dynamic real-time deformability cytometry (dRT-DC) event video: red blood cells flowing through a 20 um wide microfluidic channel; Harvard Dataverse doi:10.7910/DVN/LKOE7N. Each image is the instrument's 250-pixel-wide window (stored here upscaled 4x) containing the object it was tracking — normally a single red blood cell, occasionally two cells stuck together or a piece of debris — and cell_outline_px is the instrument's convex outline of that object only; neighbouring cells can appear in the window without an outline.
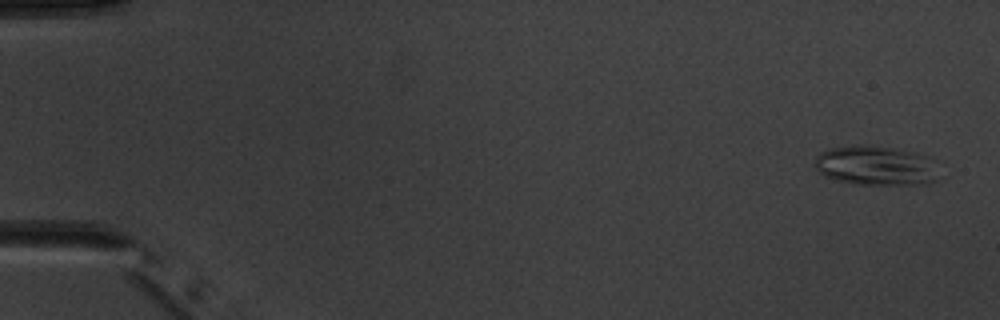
{"species": "common noctule bat (a hibernating species)", "species_latin": "Nyctalus noctula", "temperature_condition": "warm", "stored_images_in_passage": 5, "camera_frame_rate_fps": 3000, "um_per_image_px": 0.085, "animal": {"sex": "male", "body_mass_g": 20.1, "forearm_length_mm": 53.5}, "frame": {"image": 1, "passage_image": 1, "time_ms": 0.0, "image_size_px": [1000, 320], "cell_outline_px": [[936, 180], [928, 184], [856, 184], [824, 176], [816, 168], [816, 156], [820, 152], [832, 148], [860, 144], [896, 148], [928, 156], [936, 160]], "centroid_in_image_um": [74.48, 14.07], "position_along_channel_um": 10.5, "area_um2": 28.55}}
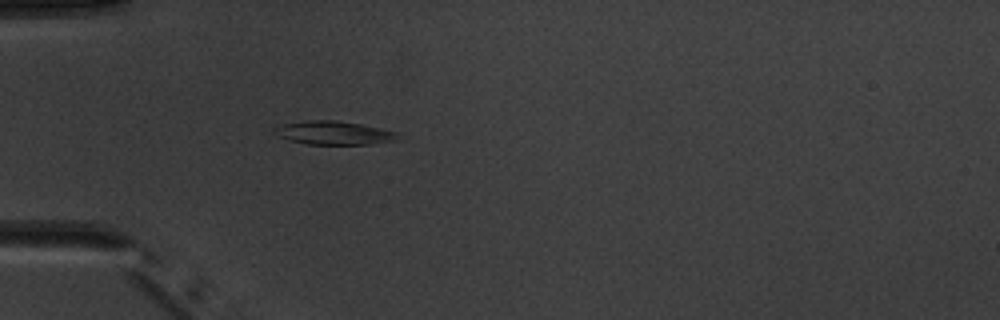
{"frame": {"image": 2, "passage_image": 5, "time_ms": 4.667, "image_size_px": [1000, 320], "cell_outline_px": [[400, 140], [368, 144], [308, 144], [288, 140], [276, 136], [272, 128], [284, 124], [308, 120], [336, 120], [360, 124], [400, 132]], "centroid_in_image_um": [28.4, 11.3], "position_along_channel_um": 56.6, "area_um2": 17.05}}